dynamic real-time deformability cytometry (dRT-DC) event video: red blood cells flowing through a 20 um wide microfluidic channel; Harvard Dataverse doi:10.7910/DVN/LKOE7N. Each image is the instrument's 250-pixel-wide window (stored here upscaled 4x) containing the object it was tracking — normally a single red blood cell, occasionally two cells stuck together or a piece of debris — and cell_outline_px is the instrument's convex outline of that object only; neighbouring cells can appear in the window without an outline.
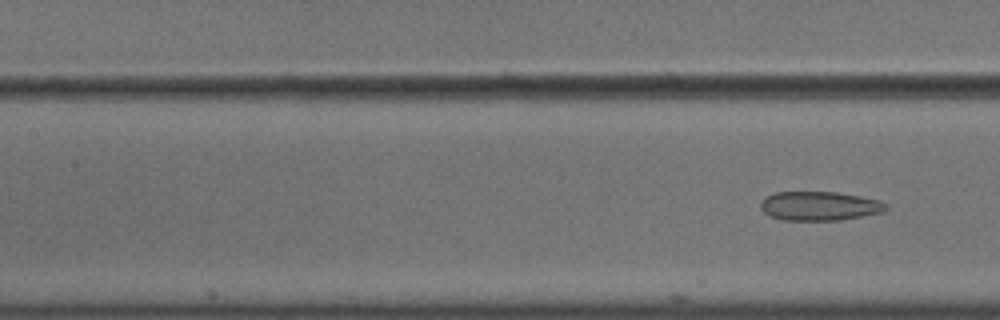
{"species": "common noctule bat (a hibernating species)", "species_latin": "Nyctalus noctula", "temperature_condition": "cold", "stored_images_in_passage": 13, "camera_frame_rate_fps": 3000, "um_per_image_px": 0.085, "animal": {"sex": "male", "body_mass_g": 18.8}, "frame": {"image": 1, "passage_image": 13, "time_ms": 4.0, "image_size_px": [1000, 320], "cell_outline_px": [[888, 208], [880, 212], [864, 216], [840, 220], [784, 220], [772, 216], [764, 212], [760, 208], [760, 204], [768, 196], [776, 192], [836, 192], [860, 196], [880, 200], [888, 204]], "centroid_in_image_um": [69.7, 17.51], "position_along_channel_um": 137.7, "area_um2": 21.1}}